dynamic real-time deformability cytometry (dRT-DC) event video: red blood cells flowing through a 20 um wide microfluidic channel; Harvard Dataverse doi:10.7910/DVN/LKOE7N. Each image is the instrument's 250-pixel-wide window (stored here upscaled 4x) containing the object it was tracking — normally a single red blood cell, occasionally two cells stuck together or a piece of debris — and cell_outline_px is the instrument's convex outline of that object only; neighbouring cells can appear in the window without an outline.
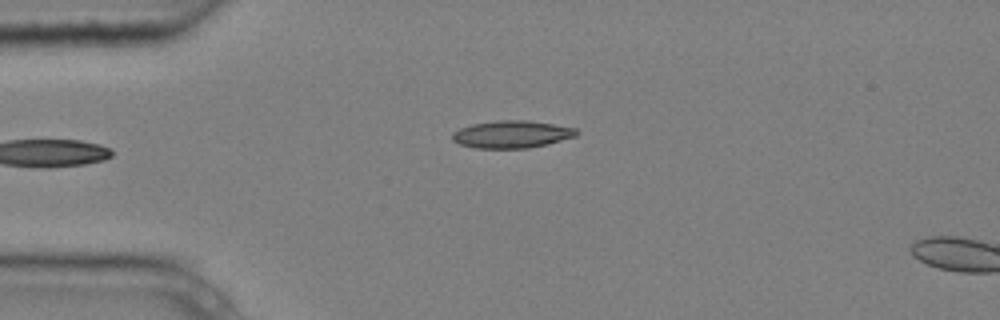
{"species": "common noctule bat (a hibernating species)", "species_latin": "Nyctalus noctula", "temperature_condition": "cold", "stored_images_in_passage": 3, "camera_frame_rate_fps": 3000, "um_per_image_px": 0.085, "animal": {"sex": "male", "body_mass_g": 20.4}, "frame": {"image": 1, "passage_image": 3, "time_ms": 0.667, "image_size_px": [1000, 320], "cell_outline_px": [[580, 132], [576, 136], [548, 144], [528, 148], [476, 148], [460, 144], [452, 140], [452, 132], [460, 128], [472, 124], [496, 120], [528, 120], [576, 128]], "centroid_in_image_um": [43.5, 11.41], "position_along_channel_um": 41.5, "area_um2": 19.88}}